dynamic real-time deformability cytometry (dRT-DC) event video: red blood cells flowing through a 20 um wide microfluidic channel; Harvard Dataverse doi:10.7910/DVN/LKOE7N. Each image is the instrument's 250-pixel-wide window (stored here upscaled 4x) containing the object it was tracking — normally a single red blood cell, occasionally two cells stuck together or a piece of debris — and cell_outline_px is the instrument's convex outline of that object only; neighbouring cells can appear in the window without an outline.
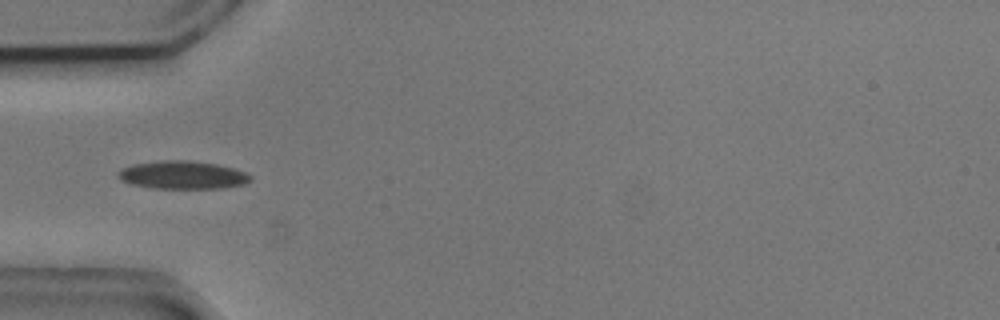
{"species": "common noctule bat (a hibernating species)", "species_latin": "Nyctalus noctula", "temperature_condition": "cold", "stored_images_in_passage": 6, "camera_frame_rate_fps": 3000, "um_per_image_px": 0.085, "animal": {"sex": "male", "body_mass_g": 20.5, "forearm_length_mm": 52.5}, "frame": {"image": 1, "passage_image": 5, "time_ms": 1.333, "image_size_px": [1000, 320], "cell_outline_px": [[252, 180], [244, 184], [220, 188], [156, 188], [132, 184], [120, 180], [116, 172], [132, 164], [164, 160], [188, 160], [216, 164], [232, 168], [244, 172], [252, 176]], "centroid_in_image_um": [15.51, 14.87], "position_along_channel_um": 69.5, "area_um2": 21.44}}